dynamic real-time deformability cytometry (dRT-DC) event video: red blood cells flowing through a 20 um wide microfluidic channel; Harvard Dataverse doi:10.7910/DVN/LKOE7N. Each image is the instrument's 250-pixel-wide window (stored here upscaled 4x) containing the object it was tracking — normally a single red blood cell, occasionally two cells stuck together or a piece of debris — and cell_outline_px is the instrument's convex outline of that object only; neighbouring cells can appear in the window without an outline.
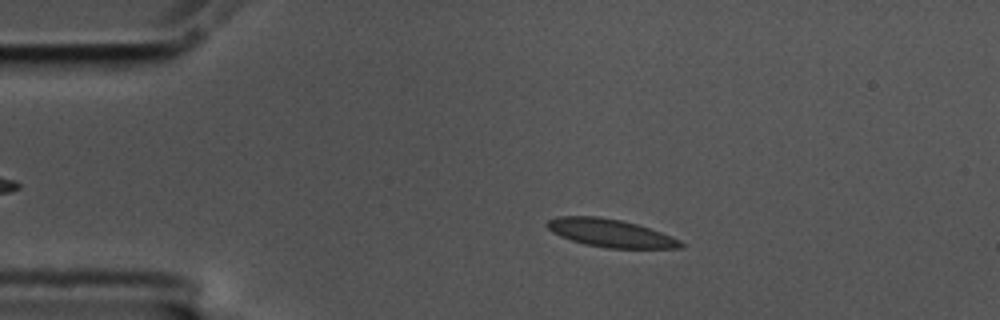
{"species": "common noctule bat (a hibernating species)", "species_latin": "Nyctalus noctula", "temperature_condition": "cold", "stored_images_in_passage": 58, "camera_frame_rate_fps": 3000, "um_per_image_px": 0.085, "animal": {"sex": "male", "body_mass_g": 17.5, "forearm_length_mm": 52.3}, "frame": {"image": 1, "passage_image": 11, "time_ms": 3.333, "image_size_px": [1000, 320], "cell_outline_px": [[684, 244], [680, 248], [608, 248], [584, 244], [560, 236], [552, 232], [544, 224], [548, 220], [560, 216], [596, 216], [620, 220], [636, 224], [660, 232], [680, 240]], "centroid_in_image_um": [51.85, 19.81], "position_along_channel_um": 33.2, "area_um2": 21.5}}
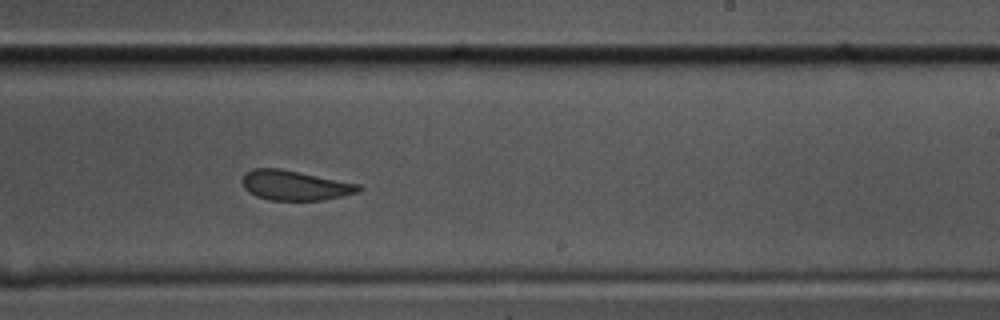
{"frame": {"image": 2, "passage_image": 35, "time_ms": 11.333, "image_size_px": [1000, 320], "cell_outline_px": [[364, 188], [360, 192], [344, 196], [324, 200], [268, 200], [256, 196], [248, 192], [244, 188], [244, 176], [252, 168], [280, 168], [360, 184]], "centroid_in_image_um": [25.13, 15.76], "position_along_channel_um": 263.9, "area_um2": 20.29}}
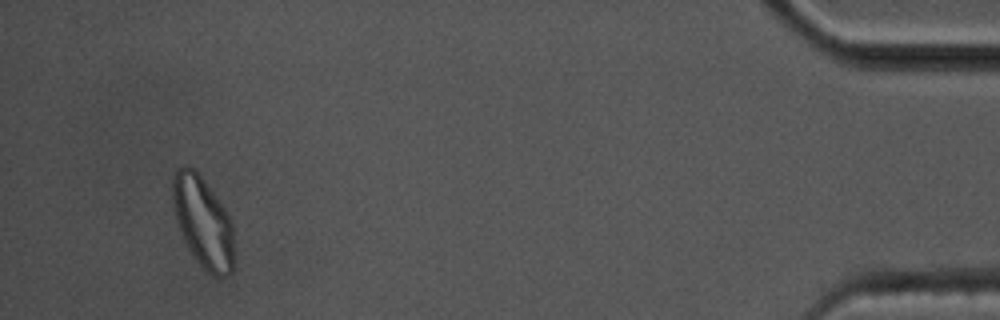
{"frame": {"image": 3, "passage_image": 55, "time_ms": 18.0, "image_size_px": [1000, 320], "cell_outline_px": [[232, 272], [228, 276], [212, 276], [196, 260], [188, 248], [184, 240], [176, 216], [172, 196], [172, 176], [176, 168], [184, 164], [188, 164], [200, 176], [224, 208], [232, 224]], "centroid_in_image_um": [17.22, 18.86], "position_along_channel_um": 418.0, "area_um2": 31.85}, "authors_computed_cell_mechanics": {"area_um2": 21.5305, "velocity_mm_per_s": 3.4112, "shape_relaxation_time_tau1_ms": null, "shape_relaxation_time_tau2_ms": 1.3553, "deformation_change_tau1": null, "deformation_change_tau2": 0.0714}}